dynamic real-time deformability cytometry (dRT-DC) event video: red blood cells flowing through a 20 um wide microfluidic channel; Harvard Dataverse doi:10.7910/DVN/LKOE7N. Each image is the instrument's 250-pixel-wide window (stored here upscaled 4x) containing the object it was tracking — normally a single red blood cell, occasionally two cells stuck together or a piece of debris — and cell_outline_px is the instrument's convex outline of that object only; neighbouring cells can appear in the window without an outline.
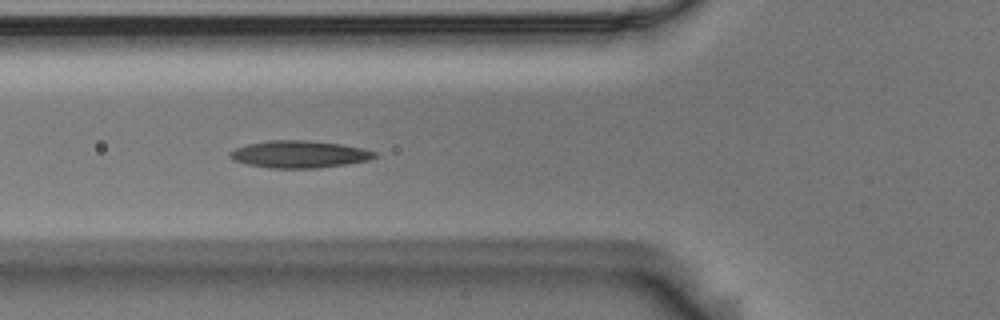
{"species": "Egyptian fruit bat (a non-hibernating species)", "species_latin": "Rousettus aegyptiacus", "temperature_condition": "room temperature", "stored_images_in_passage": 6, "camera_frame_rate_fps": 3000, "um_per_image_px": 0.085, "animal": {"sex": "male"}, "frame": {"image": 1, "passage_image": 2, "time_ms": 0.333, "image_size_px": [1000, 320], "cell_outline_px": [[376, 156], [368, 160], [320, 168], [268, 168], [248, 164], [232, 160], [228, 156], [228, 152], [236, 148], [248, 144], [268, 140], [308, 140], [340, 144], [364, 148], [376, 152]], "centroid_in_image_um": [25.41, 13.11], "position_along_channel_um": 100.4, "area_um2": 22.95}}
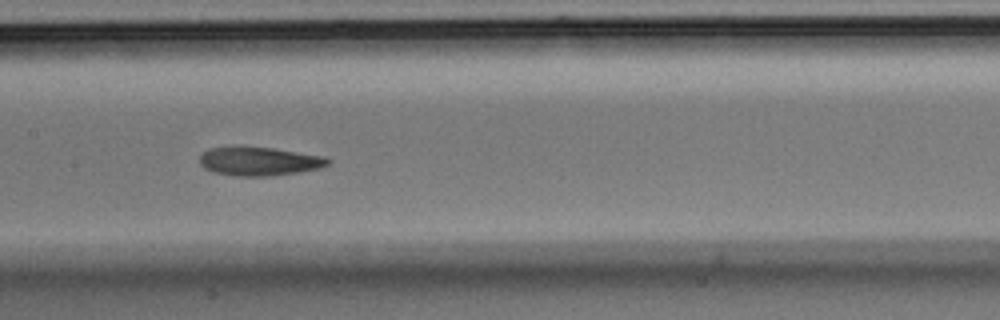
{"frame": {"image": 2, "passage_image": 4, "time_ms": 1.0, "image_size_px": [1000, 320], "cell_outline_px": [[332, 160], [328, 164], [320, 168], [296, 172], [268, 176], [232, 176], [212, 172], [204, 168], [200, 164], [200, 156], [208, 148], [272, 148], [328, 156]], "centroid_in_image_um": [22.07, 13.73], "position_along_channel_um": 185.3, "area_um2": 21.21}}
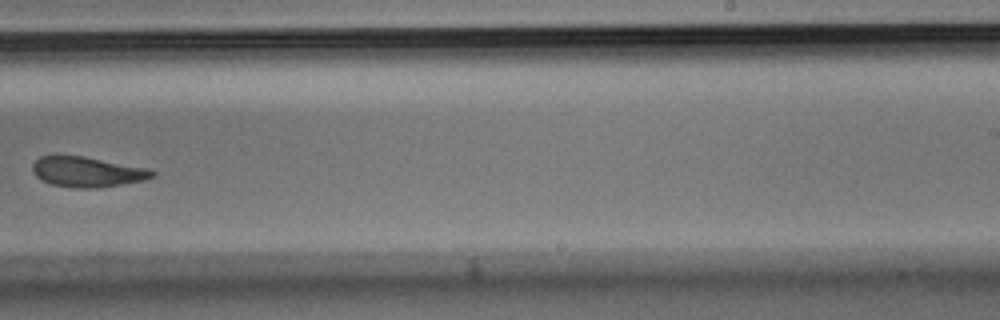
{"frame": {"image": 3, "passage_image": 6, "time_ms": 1.667, "image_size_px": [1000, 320], "cell_outline_px": [[156, 176], [144, 180], [96, 188], [72, 188], [52, 184], [40, 180], [32, 172], [32, 164], [40, 156], [84, 156], [148, 168], [156, 172]], "centroid_in_image_um": [7.41, 14.61], "position_along_channel_um": 281.6, "area_um2": 21.1}}